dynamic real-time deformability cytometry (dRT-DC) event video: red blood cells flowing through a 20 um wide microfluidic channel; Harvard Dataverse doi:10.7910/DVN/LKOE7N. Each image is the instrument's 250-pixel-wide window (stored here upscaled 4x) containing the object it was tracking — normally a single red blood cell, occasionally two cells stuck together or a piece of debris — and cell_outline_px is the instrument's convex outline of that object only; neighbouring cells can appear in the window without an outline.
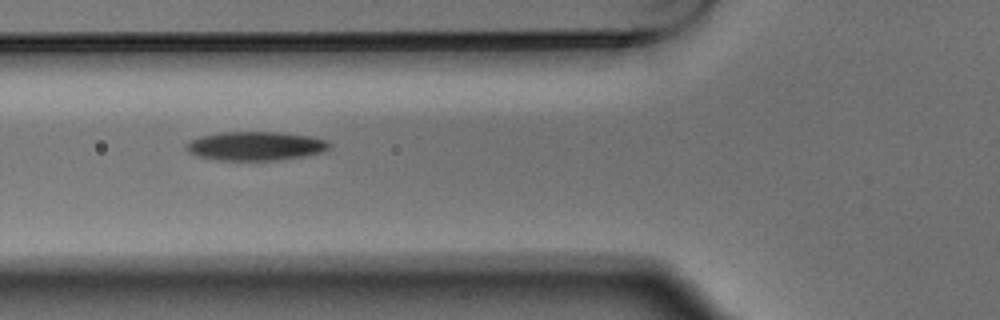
{"species": "Egyptian fruit bat (a non-hibernating species)", "species_latin": "Rousettus aegyptiacus", "temperature_condition": "warm", "stored_images_in_passage": 4, "camera_frame_rate_fps": 3000, "um_per_image_px": 0.085, "animal": {"sex": "male"}, "frame": {"image": 1, "passage_image": 3, "time_ms": 0.667, "image_size_px": [1000, 320], "cell_outline_px": [[332, 148], [328, 152], [308, 156], [280, 160], [216, 160], [200, 156], [188, 152], [184, 148], [188, 140], [200, 136], [220, 132], [280, 132], [308, 136], [328, 140], [332, 144]], "centroid_in_image_um": [21.79, 12.41], "position_along_channel_um": 104.0, "area_um2": 24.62}}
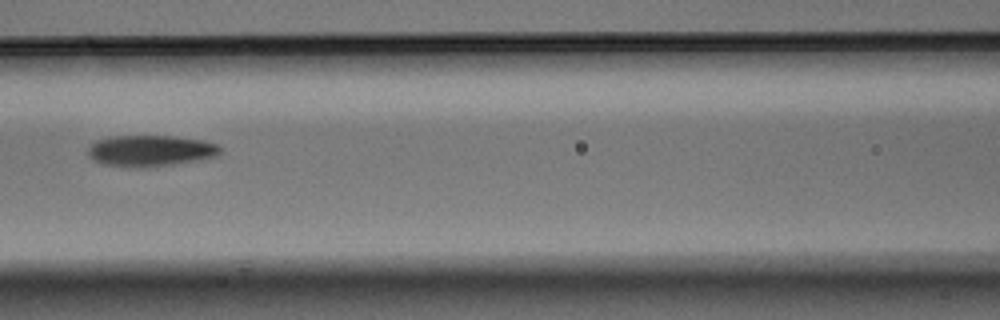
{"frame": {"image": 2, "passage_image": 4, "time_ms": 1.0, "image_size_px": [1000, 320], "cell_outline_px": [[224, 148], [216, 156], [196, 160], [172, 164], [140, 168], [136, 168], [104, 164], [92, 160], [88, 156], [88, 148], [96, 140], [112, 136], [172, 136], [204, 140], [220, 144]], "centroid_in_image_um": [12.8, 12.81], "position_along_channel_um": 153.8, "area_um2": 24.16}}